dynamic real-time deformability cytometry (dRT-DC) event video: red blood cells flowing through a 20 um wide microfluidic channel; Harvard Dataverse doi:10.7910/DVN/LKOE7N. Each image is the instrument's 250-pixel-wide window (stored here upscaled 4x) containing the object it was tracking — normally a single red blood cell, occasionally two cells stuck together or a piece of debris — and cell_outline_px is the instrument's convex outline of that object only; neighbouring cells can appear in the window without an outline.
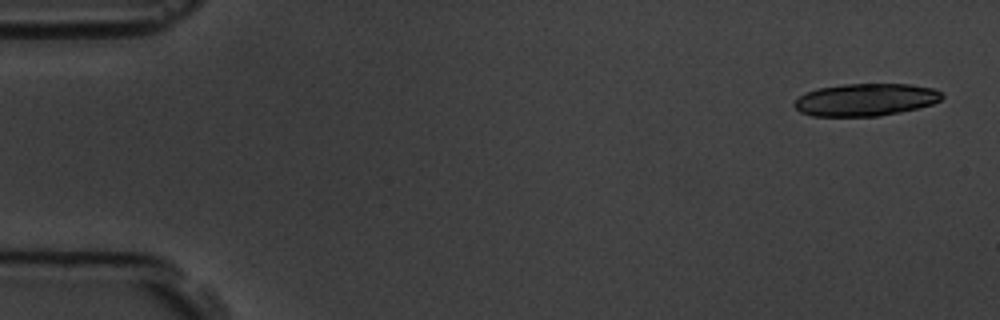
{"species": "common noctule bat (a hibernating species)", "species_latin": "Nyctalus noctula", "temperature_condition": "room temperature", "stored_images_in_passage": 6, "camera_frame_rate_fps": 3000, "um_per_image_px": 0.085, "animal": {"sex": "male", "body_mass_g": 19.5, "forearm_length_mm": 54.6}, "frame": {"image": 1, "passage_image": 1, "time_ms": 0.0, "image_size_px": [1000, 320], "cell_outline_px": [[944, 96], [940, 100], [932, 104], [900, 112], [876, 116], [812, 116], [800, 112], [792, 104], [800, 96], [808, 92], [820, 88], [844, 84], [912, 84], [932, 88], [940, 92]], "centroid_in_image_um": [73.58, 8.47], "position_along_channel_um": 11.4, "area_um2": 27.69}}